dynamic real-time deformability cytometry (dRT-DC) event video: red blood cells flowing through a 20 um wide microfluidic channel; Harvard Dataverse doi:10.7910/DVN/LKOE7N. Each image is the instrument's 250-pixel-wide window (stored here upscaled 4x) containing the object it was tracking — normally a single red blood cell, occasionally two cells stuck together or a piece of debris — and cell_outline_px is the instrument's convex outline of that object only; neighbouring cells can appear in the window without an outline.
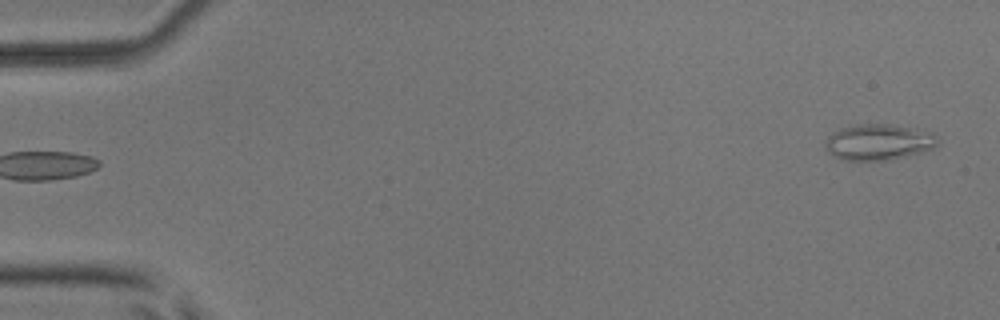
{"species": "common noctule bat (a hibernating species)", "species_latin": "Nyctalus noctula", "temperature_condition": "room temperature", "stored_images_in_passage": 6, "segment_of_instrument_passage": [2, 2], "camera_frame_rate_fps": 3000, "um_per_image_px": 0.085, "animal": {"sex": "male", "body_mass_g": 17.9, "forearm_length_mm": 54.2}, "frame": {"image": 1, "passage_image": 6, "time_ms": 1.667, "image_size_px": [1000, 320], "cell_outline_px": [[940, 144], [932, 148], [920, 152], [884, 160], [844, 160], [828, 152], [824, 144], [828, 136], [840, 128], [856, 124], [888, 124], [924, 128], [936, 132], [940, 140]], "centroid_in_image_um": [74.76, 12.04], "position_along_channel_um": 10.2, "area_um2": 23.87}}